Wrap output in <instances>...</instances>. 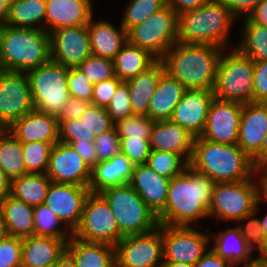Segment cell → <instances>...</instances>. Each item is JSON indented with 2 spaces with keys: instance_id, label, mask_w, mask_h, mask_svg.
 <instances>
[{
  "instance_id": "d6a6232c",
  "label": "cell",
  "mask_w": 267,
  "mask_h": 267,
  "mask_svg": "<svg viewBox=\"0 0 267 267\" xmlns=\"http://www.w3.org/2000/svg\"><path fill=\"white\" fill-rule=\"evenodd\" d=\"M0 210L9 236L26 238L35 235L33 206L9 195L0 203Z\"/></svg>"
},
{
  "instance_id": "74e56055",
  "label": "cell",
  "mask_w": 267,
  "mask_h": 267,
  "mask_svg": "<svg viewBox=\"0 0 267 267\" xmlns=\"http://www.w3.org/2000/svg\"><path fill=\"white\" fill-rule=\"evenodd\" d=\"M242 39L235 48L254 61L267 60V27L253 23L248 17L242 23Z\"/></svg>"
},
{
  "instance_id": "8c879c8a",
  "label": "cell",
  "mask_w": 267,
  "mask_h": 267,
  "mask_svg": "<svg viewBox=\"0 0 267 267\" xmlns=\"http://www.w3.org/2000/svg\"><path fill=\"white\" fill-rule=\"evenodd\" d=\"M265 168H267V158L261 163Z\"/></svg>"
},
{
  "instance_id": "ac0fdd59",
  "label": "cell",
  "mask_w": 267,
  "mask_h": 267,
  "mask_svg": "<svg viewBox=\"0 0 267 267\" xmlns=\"http://www.w3.org/2000/svg\"><path fill=\"white\" fill-rule=\"evenodd\" d=\"M46 175L55 183L88 187L91 169L71 145L57 142L51 149Z\"/></svg>"
},
{
  "instance_id": "e7e4bbea",
  "label": "cell",
  "mask_w": 267,
  "mask_h": 267,
  "mask_svg": "<svg viewBox=\"0 0 267 267\" xmlns=\"http://www.w3.org/2000/svg\"><path fill=\"white\" fill-rule=\"evenodd\" d=\"M55 267H76V265L70 255L65 251L55 263Z\"/></svg>"
},
{
  "instance_id": "f546056e",
  "label": "cell",
  "mask_w": 267,
  "mask_h": 267,
  "mask_svg": "<svg viewBox=\"0 0 267 267\" xmlns=\"http://www.w3.org/2000/svg\"><path fill=\"white\" fill-rule=\"evenodd\" d=\"M185 90L178 80L164 72L149 103L148 117L154 121L170 120Z\"/></svg>"
},
{
  "instance_id": "ee69618b",
  "label": "cell",
  "mask_w": 267,
  "mask_h": 267,
  "mask_svg": "<svg viewBox=\"0 0 267 267\" xmlns=\"http://www.w3.org/2000/svg\"><path fill=\"white\" fill-rule=\"evenodd\" d=\"M154 120L145 115L134 114L114 123L120 139L132 137L135 139H149Z\"/></svg>"
},
{
  "instance_id": "2644e50d",
  "label": "cell",
  "mask_w": 267,
  "mask_h": 267,
  "mask_svg": "<svg viewBox=\"0 0 267 267\" xmlns=\"http://www.w3.org/2000/svg\"><path fill=\"white\" fill-rule=\"evenodd\" d=\"M267 158V133L262 144V162Z\"/></svg>"
},
{
  "instance_id": "d4e9b609",
  "label": "cell",
  "mask_w": 267,
  "mask_h": 267,
  "mask_svg": "<svg viewBox=\"0 0 267 267\" xmlns=\"http://www.w3.org/2000/svg\"><path fill=\"white\" fill-rule=\"evenodd\" d=\"M195 136L171 120L155 121L150 134V149L168 151L191 160Z\"/></svg>"
},
{
  "instance_id": "4316f807",
  "label": "cell",
  "mask_w": 267,
  "mask_h": 267,
  "mask_svg": "<svg viewBox=\"0 0 267 267\" xmlns=\"http://www.w3.org/2000/svg\"><path fill=\"white\" fill-rule=\"evenodd\" d=\"M68 240L38 235L22 238V267L55 264L66 251Z\"/></svg>"
},
{
  "instance_id": "9a60e30c",
  "label": "cell",
  "mask_w": 267,
  "mask_h": 267,
  "mask_svg": "<svg viewBox=\"0 0 267 267\" xmlns=\"http://www.w3.org/2000/svg\"><path fill=\"white\" fill-rule=\"evenodd\" d=\"M49 36L51 60L57 64L77 67L92 54L87 25L57 29Z\"/></svg>"
},
{
  "instance_id": "2e32d148",
  "label": "cell",
  "mask_w": 267,
  "mask_h": 267,
  "mask_svg": "<svg viewBox=\"0 0 267 267\" xmlns=\"http://www.w3.org/2000/svg\"><path fill=\"white\" fill-rule=\"evenodd\" d=\"M89 194V187L51 182L44 204L72 234L80 223L84 203Z\"/></svg>"
},
{
  "instance_id": "ab89813d",
  "label": "cell",
  "mask_w": 267,
  "mask_h": 267,
  "mask_svg": "<svg viewBox=\"0 0 267 267\" xmlns=\"http://www.w3.org/2000/svg\"><path fill=\"white\" fill-rule=\"evenodd\" d=\"M166 5V0H130L123 10L121 25L128 31L133 26L147 20Z\"/></svg>"
},
{
  "instance_id": "ffe728a7",
  "label": "cell",
  "mask_w": 267,
  "mask_h": 267,
  "mask_svg": "<svg viewBox=\"0 0 267 267\" xmlns=\"http://www.w3.org/2000/svg\"><path fill=\"white\" fill-rule=\"evenodd\" d=\"M114 127L107 109L90 105L79 119L63 121L59 125V142L70 145L74 141L94 142L95 138Z\"/></svg>"
},
{
  "instance_id": "03108f58",
  "label": "cell",
  "mask_w": 267,
  "mask_h": 267,
  "mask_svg": "<svg viewBox=\"0 0 267 267\" xmlns=\"http://www.w3.org/2000/svg\"><path fill=\"white\" fill-rule=\"evenodd\" d=\"M241 267H267V256H258L253 262L243 264Z\"/></svg>"
},
{
  "instance_id": "8d00e7d4",
  "label": "cell",
  "mask_w": 267,
  "mask_h": 267,
  "mask_svg": "<svg viewBox=\"0 0 267 267\" xmlns=\"http://www.w3.org/2000/svg\"><path fill=\"white\" fill-rule=\"evenodd\" d=\"M0 169L11 180L28 174L23 159L22 142L7 129L0 132Z\"/></svg>"
},
{
  "instance_id": "cb8c5ba5",
  "label": "cell",
  "mask_w": 267,
  "mask_h": 267,
  "mask_svg": "<svg viewBox=\"0 0 267 267\" xmlns=\"http://www.w3.org/2000/svg\"><path fill=\"white\" fill-rule=\"evenodd\" d=\"M169 178L156 173L148 164L135 165L130 185L144 203L158 215L168 198Z\"/></svg>"
},
{
  "instance_id": "f35d334b",
  "label": "cell",
  "mask_w": 267,
  "mask_h": 267,
  "mask_svg": "<svg viewBox=\"0 0 267 267\" xmlns=\"http://www.w3.org/2000/svg\"><path fill=\"white\" fill-rule=\"evenodd\" d=\"M260 203L261 202L258 200L255 211L238 220V225L236 226L239 228L244 240L253 251L257 250L259 256H267V241L259 216L257 218ZM239 222L247 223L239 224Z\"/></svg>"
},
{
  "instance_id": "603a6c76",
  "label": "cell",
  "mask_w": 267,
  "mask_h": 267,
  "mask_svg": "<svg viewBox=\"0 0 267 267\" xmlns=\"http://www.w3.org/2000/svg\"><path fill=\"white\" fill-rule=\"evenodd\" d=\"M7 130L22 143L59 142V124L53 115L33 110L13 122Z\"/></svg>"
},
{
  "instance_id": "30bf717a",
  "label": "cell",
  "mask_w": 267,
  "mask_h": 267,
  "mask_svg": "<svg viewBox=\"0 0 267 267\" xmlns=\"http://www.w3.org/2000/svg\"><path fill=\"white\" fill-rule=\"evenodd\" d=\"M127 41L158 60L178 41V14L168 5L127 31Z\"/></svg>"
},
{
  "instance_id": "003e7915",
  "label": "cell",
  "mask_w": 267,
  "mask_h": 267,
  "mask_svg": "<svg viewBox=\"0 0 267 267\" xmlns=\"http://www.w3.org/2000/svg\"><path fill=\"white\" fill-rule=\"evenodd\" d=\"M9 236L5 220L0 210V241Z\"/></svg>"
},
{
  "instance_id": "83f0119b",
  "label": "cell",
  "mask_w": 267,
  "mask_h": 267,
  "mask_svg": "<svg viewBox=\"0 0 267 267\" xmlns=\"http://www.w3.org/2000/svg\"><path fill=\"white\" fill-rule=\"evenodd\" d=\"M88 26L90 48L93 55L113 60L127 42V31L120 24L119 29L107 20H93Z\"/></svg>"
},
{
  "instance_id": "7a4b0ae2",
  "label": "cell",
  "mask_w": 267,
  "mask_h": 267,
  "mask_svg": "<svg viewBox=\"0 0 267 267\" xmlns=\"http://www.w3.org/2000/svg\"><path fill=\"white\" fill-rule=\"evenodd\" d=\"M223 51L213 45L177 41L159 60L164 71L186 89L212 91Z\"/></svg>"
},
{
  "instance_id": "5b68a950",
  "label": "cell",
  "mask_w": 267,
  "mask_h": 267,
  "mask_svg": "<svg viewBox=\"0 0 267 267\" xmlns=\"http://www.w3.org/2000/svg\"><path fill=\"white\" fill-rule=\"evenodd\" d=\"M51 60L50 36L44 30L0 27V69L27 72Z\"/></svg>"
},
{
  "instance_id": "9c48e42d",
  "label": "cell",
  "mask_w": 267,
  "mask_h": 267,
  "mask_svg": "<svg viewBox=\"0 0 267 267\" xmlns=\"http://www.w3.org/2000/svg\"><path fill=\"white\" fill-rule=\"evenodd\" d=\"M259 200L255 175L248 180L215 183L208 214L222 221H235L255 211Z\"/></svg>"
},
{
  "instance_id": "c3c4849f",
  "label": "cell",
  "mask_w": 267,
  "mask_h": 267,
  "mask_svg": "<svg viewBox=\"0 0 267 267\" xmlns=\"http://www.w3.org/2000/svg\"><path fill=\"white\" fill-rule=\"evenodd\" d=\"M0 267H22V238L8 236L0 241Z\"/></svg>"
},
{
  "instance_id": "3957f363",
  "label": "cell",
  "mask_w": 267,
  "mask_h": 267,
  "mask_svg": "<svg viewBox=\"0 0 267 267\" xmlns=\"http://www.w3.org/2000/svg\"><path fill=\"white\" fill-rule=\"evenodd\" d=\"M215 183L237 182L255 175V164L237 144H221L195 137L189 162Z\"/></svg>"
},
{
  "instance_id": "91938a15",
  "label": "cell",
  "mask_w": 267,
  "mask_h": 267,
  "mask_svg": "<svg viewBox=\"0 0 267 267\" xmlns=\"http://www.w3.org/2000/svg\"><path fill=\"white\" fill-rule=\"evenodd\" d=\"M255 178L258 184L259 201H267V168L262 164L255 165Z\"/></svg>"
},
{
  "instance_id": "7bdbcfd3",
  "label": "cell",
  "mask_w": 267,
  "mask_h": 267,
  "mask_svg": "<svg viewBox=\"0 0 267 267\" xmlns=\"http://www.w3.org/2000/svg\"><path fill=\"white\" fill-rule=\"evenodd\" d=\"M53 145L46 142L22 143L23 159L27 173H46Z\"/></svg>"
},
{
  "instance_id": "4dcf8cb0",
  "label": "cell",
  "mask_w": 267,
  "mask_h": 267,
  "mask_svg": "<svg viewBox=\"0 0 267 267\" xmlns=\"http://www.w3.org/2000/svg\"><path fill=\"white\" fill-rule=\"evenodd\" d=\"M210 241L214 240L213 248H210L215 254L228 260L233 266L253 262V250L244 240L237 226L229 227L218 233L209 235Z\"/></svg>"
},
{
  "instance_id": "89a4df30",
  "label": "cell",
  "mask_w": 267,
  "mask_h": 267,
  "mask_svg": "<svg viewBox=\"0 0 267 267\" xmlns=\"http://www.w3.org/2000/svg\"><path fill=\"white\" fill-rule=\"evenodd\" d=\"M260 221L267 241V213L261 217Z\"/></svg>"
},
{
  "instance_id": "f1b7e54d",
  "label": "cell",
  "mask_w": 267,
  "mask_h": 267,
  "mask_svg": "<svg viewBox=\"0 0 267 267\" xmlns=\"http://www.w3.org/2000/svg\"><path fill=\"white\" fill-rule=\"evenodd\" d=\"M66 252L76 267H116V249L109 244L86 242L71 235Z\"/></svg>"
},
{
  "instance_id": "753ad0ef",
  "label": "cell",
  "mask_w": 267,
  "mask_h": 267,
  "mask_svg": "<svg viewBox=\"0 0 267 267\" xmlns=\"http://www.w3.org/2000/svg\"><path fill=\"white\" fill-rule=\"evenodd\" d=\"M39 267H55V264H48V265H43V266H39Z\"/></svg>"
},
{
  "instance_id": "836d02e7",
  "label": "cell",
  "mask_w": 267,
  "mask_h": 267,
  "mask_svg": "<svg viewBox=\"0 0 267 267\" xmlns=\"http://www.w3.org/2000/svg\"><path fill=\"white\" fill-rule=\"evenodd\" d=\"M157 60L148 50L132 45L127 41L113 59L115 76L126 82L146 71Z\"/></svg>"
},
{
  "instance_id": "6f0895ef",
  "label": "cell",
  "mask_w": 267,
  "mask_h": 267,
  "mask_svg": "<svg viewBox=\"0 0 267 267\" xmlns=\"http://www.w3.org/2000/svg\"><path fill=\"white\" fill-rule=\"evenodd\" d=\"M194 267H235L228 260L221 258L209 249Z\"/></svg>"
},
{
  "instance_id": "7c38bea8",
  "label": "cell",
  "mask_w": 267,
  "mask_h": 267,
  "mask_svg": "<svg viewBox=\"0 0 267 267\" xmlns=\"http://www.w3.org/2000/svg\"><path fill=\"white\" fill-rule=\"evenodd\" d=\"M210 233L193 226L162 224L163 262H179L195 265L209 250ZM209 245V246H208Z\"/></svg>"
},
{
  "instance_id": "680465c9",
  "label": "cell",
  "mask_w": 267,
  "mask_h": 267,
  "mask_svg": "<svg viewBox=\"0 0 267 267\" xmlns=\"http://www.w3.org/2000/svg\"><path fill=\"white\" fill-rule=\"evenodd\" d=\"M210 0H166V3L178 15L182 12L201 7Z\"/></svg>"
},
{
  "instance_id": "11a10c76",
  "label": "cell",
  "mask_w": 267,
  "mask_h": 267,
  "mask_svg": "<svg viewBox=\"0 0 267 267\" xmlns=\"http://www.w3.org/2000/svg\"><path fill=\"white\" fill-rule=\"evenodd\" d=\"M238 19L242 14L244 18L248 17L256 8L261 0H217Z\"/></svg>"
},
{
  "instance_id": "e0dca14e",
  "label": "cell",
  "mask_w": 267,
  "mask_h": 267,
  "mask_svg": "<svg viewBox=\"0 0 267 267\" xmlns=\"http://www.w3.org/2000/svg\"><path fill=\"white\" fill-rule=\"evenodd\" d=\"M243 104L213 98L201 138L221 144H237Z\"/></svg>"
},
{
  "instance_id": "bcb514c9",
  "label": "cell",
  "mask_w": 267,
  "mask_h": 267,
  "mask_svg": "<svg viewBox=\"0 0 267 267\" xmlns=\"http://www.w3.org/2000/svg\"><path fill=\"white\" fill-rule=\"evenodd\" d=\"M113 123L134 115L127 82L122 81L106 107Z\"/></svg>"
},
{
  "instance_id": "8fae6325",
  "label": "cell",
  "mask_w": 267,
  "mask_h": 267,
  "mask_svg": "<svg viewBox=\"0 0 267 267\" xmlns=\"http://www.w3.org/2000/svg\"><path fill=\"white\" fill-rule=\"evenodd\" d=\"M72 235L86 242L116 246L124 237L109 203L100 193L88 195L78 227Z\"/></svg>"
},
{
  "instance_id": "e575fe53",
  "label": "cell",
  "mask_w": 267,
  "mask_h": 267,
  "mask_svg": "<svg viewBox=\"0 0 267 267\" xmlns=\"http://www.w3.org/2000/svg\"><path fill=\"white\" fill-rule=\"evenodd\" d=\"M46 173H28L11 180L10 195L33 207L45 203L51 185Z\"/></svg>"
},
{
  "instance_id": "681fc988",
  "label": "cell",
  "mask_w": 267,
  "mask_h": 267,
  "mask_svg": "<svg viewBox=\"0 0 267 267\" xmlns=\"http://www.w3.org/2000/svg\"><path fill=\"white\" fill-rule=\"evenodd\" d=\"M67 85L70 97L86 100L91 103L94 84L89 82L85 75L76 67L69 68Z\"/></svg>"
},
{
  "instance_id": "b9f144b4",
  "label": "cell",
  "mask_w": 267,
  "mask_h": 267,
  "mask_svg": "<svg viewBox=\"0 0 267 267\" xmlns=\"http://www.w3.org/2000/svg\"><path fill=\"white\" fill-rule=\"evenodd\" d=\"M34 226L35 235L38 236L70 238L72 235L59 221L57 215L45 204L34 207Z\"/></svg>"
},
{
  "instance_id": "f907efd6",
  "label": "cell",
  "mask_w": 267,
  "mask_h": 267,
  "mask_svg": "<svg viewBox=\"0 0 267 267\" xmlns=\"http://www.w3.org/2000/svg\"><path fill=\"white\" fill-rule=\"evenodd\" d=\"M94 144L98 161L111 159L121 152L120 138L115 127L97 136Z\"/></svg>"
},
{
  "instance_id": "d6986e66",
  "label": "cell",
  "mask_w": 267,
  "mask_h": 267,
  "mask_svg": "<svg viewBox=\"0 0 267 267\" xmlns=\"http://www.w3.org/2000/svg\"><path fill=\"white\" fill-rule=\"evenodd\" d=\"M267 133V103L243 104L237 145L255 165L262 163V144Z\"/></svg>"
},
{
  "instance_id": "60d3db41",
  "label": "cell",
  "mask_w": 267,
  "mask_h": 267,
  "mask_svg": "<svg viewBox=\"0 0 267 267\" xmlns=\"http://www.w3.org/2000/svg\"><path fill=\"white\" fill-rule=\"evenodd\" d=\"M156 173L172 179L180 175L189 163L179 154L151 150L147 163Z\"/></svg>"
},
{
  "instance_id": "484cf974",
  "label": "cell",
  "mask_w": 267,
  "mask_h": 267,
  "mask_svg": "<svg viewBox=\"0 0 267 267\" xmlns=\"http://www.w3.org/2000/svg\"><path fill=\"white\" fill-rule=\"evenodd\" d=\"M134 164L119 153L104 161H98L91 169L90 192L101 193L107 188L129 184L133 175Z\"/></svg>"
},
{
  "instance_id": "9f6ffc18",
  "label": "cell",
  "mask_w": 267,
  "mask_h": 267,
  "mask_svg": "<svg viewBox=\"0 0 267 267\" xmlns=\"http://www.w3.org/2000/svg\"><path fill=\"white\" fill-rule=\"evenodd\" d=\"M73 149L83 158L84 162L92 169L98 162L94 142L74 141L70 144Z\"/></svg>"
},
{
  "instance_id": "8992f818",
  "label": "cell",
  "mask_w": 267,
  "mask_h": 267,
  "mask_svg": "<svg viewBox=\"0 0 267 267\" xmlns=\"http://www.w3.org/2000/svg\"><path fill=\"white\" fill-rule=\"evenodd\" d=\"M253 77L254 62L249 57L235 47L224 49L212 90L214 98L242 104L253 102Z\"/></svg>"
},
{
  "instance_id": "4fadbf2b",
  "label": "cell",
  "mask_w": 267,
  "mask_h": 267,
  "mask_svg": "<svg viewBox=\"0 0 267 267\" xmlns=\"http://www.w3.org/2000/svg\"><path fill=\"white\" fill-rule=\"evenodd\" d=\"M115 249L117 267H162V224L146 233L124 236Z\"/></svg>"
},
{
  "instance_id": "6125c7cd",
  "label": "cell",
  "mask_w": 267,
  "mask_h": 267,
  "mask_svg": "<svg viewBox=\"0 0 267 267\" xmlns=\"http://www.w3.org/2000/svg\"><path fill=\"white\" fill-rule=\"evenodd\" d=\"M11 179L0 169V203L10 195Z\"/></svg>"
},
{
  "instance_id": "ba28073f",
  "label": "cell",
  "mask_w": 267,
  "mask_h": 267,
  "mask_svg": "<svg viewBox=\"0 0 267 267\" xmlns=\"http://www.w3.org/2000/svg\"><path fill=\"white\" fill-rule=\"evenodd\" d=\"M68 71V67L50 60L26 72L35 110L56 116L67 104L70 98Z\"/></svg>"
},
{
  "instance_id": "44dd1931",
  "label": "cell",
  "mask_w": 267,
  "mask_h": 267,
  "mask_svg": "<svg viewBox=\"0 0 267 267\" xmlns=\"http://www.w3.org/2000/svg\"><path fill=\"white\" fill-rule=\"evenodd\" d=\"M213 98V92L210 90L186 89L170 120L193 136H201Z\"/></svg>"
},
{
  "instance_id": "d590c367",
  "label": "cell",
  "mask_w": 267,
  "mask_h": 267,
  "mask_svg": "<svg viewBox=\"0 0 267 267\" xmlns=\"http://www.w3.org/2000/svg\"><path fill=\"white\" fill-rule=\"evenodd\" d=\"M45 14L46 0H12L6 25L45 31Z\"/></svg>"
},
{
  "instance_id": "6da1fadb",
  "label": "cell",
  "mask_w": 267,
  "mask_h": 267,
  "mask_svg": "<svg viewBox=\"0 0 267 267\" xmlns=\"http://www.w3.org/2000/svg\"><path fill=\"white\" fill-rule=\"evenodd\" d=\"M214 185L209 177L188 165L170 180L165 208L157 215L159 224L196 226L200 219L210 218L208 207Z\"/></svg>"
},
{
  "instance_id": "1f68e13d",
  "label": "cell",
  "mask_w": 267,
  "mask_h": 267,
  "mask_svg": "<svg viewBox=\"0 0 267 267\" xmlns=\"http://www.w3.org/2000/svg\"><path fill=\"white\" fill-rule=\"evenodd\" d=\"M164 72L162 62L157 60L146 71L126 81L134 114L148 116L149 103Z\"/></svg>"
},
{
  "instance_id": "db71d44e",
  "label": "cell",
  "mask_w": 267,
  "mask_h": 267,
  "mask_svg": "<svg viewBox=\"0 0 267 267\" xmlns=\"http://www.w3.org/2000/svg\"><path fill=\"white\" fill-rule=\"evenodd\" d=\"M90 105L91 103L86 100L70 97L67 104L60 108L55 118L57 119L59 125L63 121L79 119Z\"/></svg>"
},
{
  "instance_id": "f5cc1de1",
  "label": "cell",
  "mask_w": 267,
  "mask_h": 267,
  "mask_svg": "<svg viewBox=\"0 0 267 267\" xmlns=\"http://www.w3.org/2000/svg\"><path fill=\"white\" fill-rule=\"evenodd\" d=\"M253 102L267 103V60L254 61Z\"/></svg>"
},
{
  "instance_id": "277c9868",
  "label": "cell",
  "mask_w": 267,
  "mask_h": 267,
  "mask_svg": "<svg viewBox=\"0 0 267 267\" xmlns=\"http://www.w3.org/2000/svg\"><path fill=\"white\" fill-rule=\"evenodd\" d=\"M236 19L217 0H210L201 7L178 15V41L230 49L227 47L229 35Z\"/></svg>"
},
{
  "instance_id": "7dc6e473",
  "label": "cell",
  "mask_w": 267,
  "mask_h": 267,
  "mask_svg": "<svg viewBox=\"0 0 267 267\" xmlns=\"http://www.w3.org/2000/svg\"><path fill=\"white\" fill-rule=\"evenodd\" d=\"M121 153H123L134 165L147 163L150 154L149 139H135L127 137L120 139Z\"/></svg>"
},
{
  "instance_id": "be15d7a7",
  "label": "cell",
  "mask_w": 267,
  "mask_h": 267,
  "mask_svg": "<svg viewBox=\"0 0 267 267\" xmlns=\"http://www.w3.org/2000/svg\"><path fill=\"white\" fill-rule=\"evenodd\" d=\"M12 0H0V27L6 25Z\"/></svg>"
},
{
  "instance_id": "52a82bcc",
  "label": "cell",
  "mask_w": 267,
  "mask_h": 267,
  "mask_svg": "<svg viewBox=\"0 0 267 267\" xmlns=\"http://www.w3.org/2000/svg\"><path fill=\"white\" fill-rule=\"evenodd\" d=\"M100 194L109 203L124 236L146 233L159 226L157 215L130 184L107 188Z\"/></svg>"
},
{
  "instance_id": "816d5d0a",
  "label": "cell",
  "mask_w": 267,
  "mask_h": 267,
  "mask_svg": "<svg viewBox=\"0 0 267 267\" xmlns=\"http://www.w3.org/2000/svg\"><path fill=\"white\" fill-rule=\"evenodd\" d=\"M121 82L122 81L115 76L114 78L95 83L91 105L106 108Z\"/></svg>"
},
{
  "instance_id": "f6af8a7d",
  "label": "cell",
  "mask_w": 267,
  "mask_h": 267,
  "mask_svg": "<svg viewBox=\"0 0 267 267\" xmlns=\"http://www.w3.org/2000/svg\"><path fill=\"white\" fill-rule=\"evenodd\" d=\"M92 84L115 77L113 60L91 54L76 67Z\"/></svg>"
},
{
  "instance_id": "a7ac6f4b",
  "label": "cell",
  "mask_w": 267,
  "mask_h": 267,
  "mask_svg": "<svg viewBox=\"0 0 267 267\" xmlns=\"http://www.w3.org/2000/svg\"><path fill=\"white\" fill-rule=\"evenodd\" d=\"M162 267H194V265L179 262H163Z\"/></svg>"
},
{
  "instance_id": "7402d4cb",
  "label": "cell",
  "mask_w": 267,
  "mask_h": 267,
  "mask_svg": "<svg viewBox=\"0 0 267 267\" xmlns=\"http://www.w3.org/2000/svg\"><path fill=\"white\" fill-rule=\"evenodd\" d=\"M92 0H46L45 31L87 25L94 15Z\"/></svg>"
},
{
  "instance_id": "94428289",
  "label": "cell",
  "mask_w": 267,
  "mask_h": 267,
  "mask_svg": "<svg viewBox=\"0 0 267 267\" xmlns=\"http://www.w3.org/2000/svg\"><path fill=\"white\" fill-rule=\"evenodd\" d=\"M248 18L255 24L267 27V0H261Z\"/></svg>"
},
{
  "instance_id": "5bb4252c",
  "label": "cell",
  "mask_w": 267,
  "mask_h": 267,
  "mask_svg": "<svg viewBox=\"0 0 267 267\" xmlns=\"http://www.w3.org/2000/svg\"><path fill=\"white\" fill-rule=\"evenodd\" d=\"M34 109L26 72L0 69V126L7 129Z\"/></svg>"
}]
</instances>
